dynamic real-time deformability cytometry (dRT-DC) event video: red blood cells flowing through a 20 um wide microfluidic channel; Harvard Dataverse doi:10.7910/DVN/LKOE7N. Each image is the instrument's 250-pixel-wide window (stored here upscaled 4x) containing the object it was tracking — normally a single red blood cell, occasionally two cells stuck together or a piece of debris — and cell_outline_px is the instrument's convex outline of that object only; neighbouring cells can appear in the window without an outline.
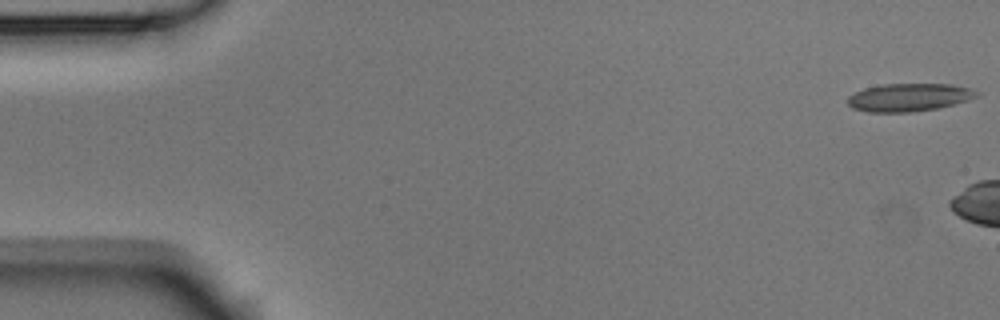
{"species": "Egyptian fruit bat (a non-hibernating species)", "species_latin": "Rousettus aegyptiacus", "temperature_condition": "room temperature", "stored_images_in_passage": 3, "camera_frame_rate_fps": 3000, "um_per_image_px": 0.085, "animal": {"sex": "male"}, "frame": {"image": 1, "passage_image": 1, "time_ms": 0.0, "image_size_px": [1000, 320], "cell_outline_px": [[980, 96], [968, 100], [936, 108], [912, 112], [868, 112], [852, 108], [848, 104], [848, 96], [864, 88], [880, 84], [952, 84], [968, 88], [980, 92]], "centroid_in_image_um": [77.26, 8.27], "position_along_channel_um": 7.7, "area_um2": 20.98}}